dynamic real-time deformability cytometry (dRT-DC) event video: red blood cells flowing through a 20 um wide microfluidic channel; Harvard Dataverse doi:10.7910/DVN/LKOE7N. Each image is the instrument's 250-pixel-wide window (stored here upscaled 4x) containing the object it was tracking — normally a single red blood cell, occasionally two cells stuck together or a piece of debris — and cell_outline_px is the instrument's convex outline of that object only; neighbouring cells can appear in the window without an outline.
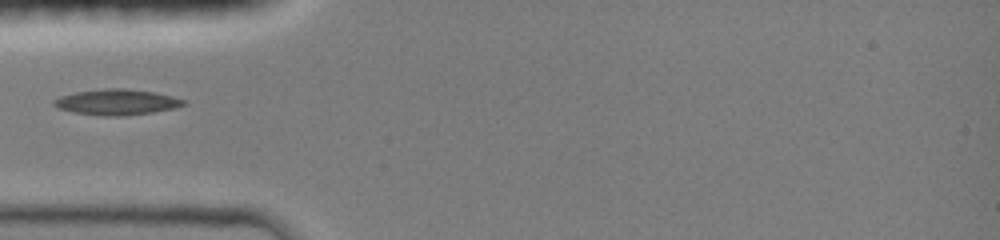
{"species": "common noctule bat (a hibernating species)", "species_latin": "Nyctalus noctula", "temperature_condition": "room temperature", "stored_images_in_passage": 11, "camera_frame_rate_fps": 3000, "um_per_image_px": 0.085, "animal": {"sex": "female", "body_mass_g": 19.0, "forearm_length_mm": 51.5}, "frame": {"image": 1, "passage_image": 1, "time_ms": 0.0, "image_size_px": [1000, 240], "cell_outline_px": [[188, 104], [172, 108], [152, 112], [120, 116], [112, 116], [76, 112], [60, 108], [52, 104], [52, 100], [60, 96], [76, 92], [104, 88], [124, 88], [156, 92], [172, 96], [184, 100]], "centroid_in_image_um": [9.94, 8.66], "position_along_channel_um": 75.1, "area_um2": 19.13}}
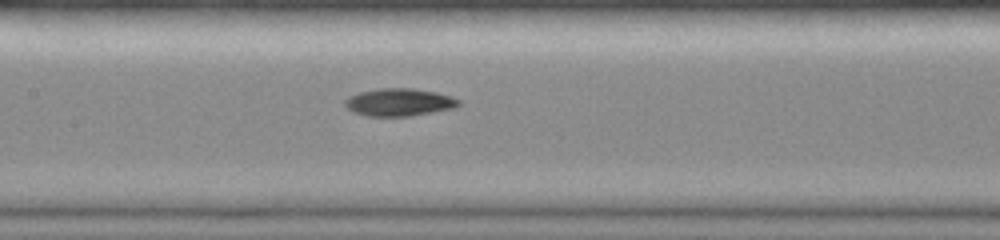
{"frame": {"image": 2, "passage_image": 9, "time_ms": 2.333, "image_size_px": [1000, 240], "cell_outline_px": [[460, 104], [452, 108], [408, 116], [368, 116], [352, 112], [344, 104], [344, 100], [360, 92], [380, 88], [412, 88], [436, 92], [452, 96], [460, 100]], "centroid_in_image_um": [33.92, 8.68], "position_along_channel_um": 173.5, "area_um2": 18.09}}
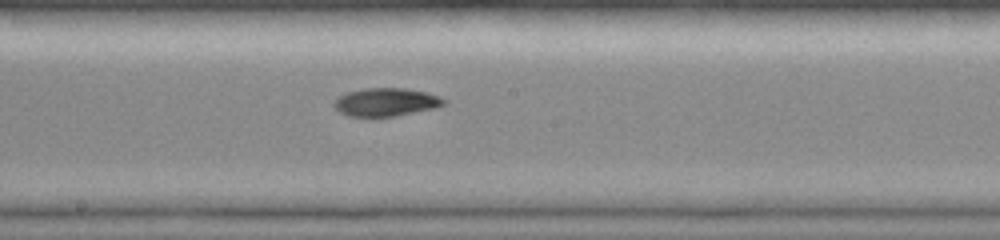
{"frame": {"image": 3, "passage_image": 11, "time_ms": 3.333, "image_size_px": [1000, 240], "cell_outline_px": [[444, 104], [436, 108], [396, 116], [348, 116], [340, 112], [332, 104], [340, 96], [348, 92], [364, 88], [404, 88], [428, 92], [444, 100]], "centroid_in_image_um": [32.8, 8.68], "position_along_channel_um": 215.4, "area_um2": 17.8}}